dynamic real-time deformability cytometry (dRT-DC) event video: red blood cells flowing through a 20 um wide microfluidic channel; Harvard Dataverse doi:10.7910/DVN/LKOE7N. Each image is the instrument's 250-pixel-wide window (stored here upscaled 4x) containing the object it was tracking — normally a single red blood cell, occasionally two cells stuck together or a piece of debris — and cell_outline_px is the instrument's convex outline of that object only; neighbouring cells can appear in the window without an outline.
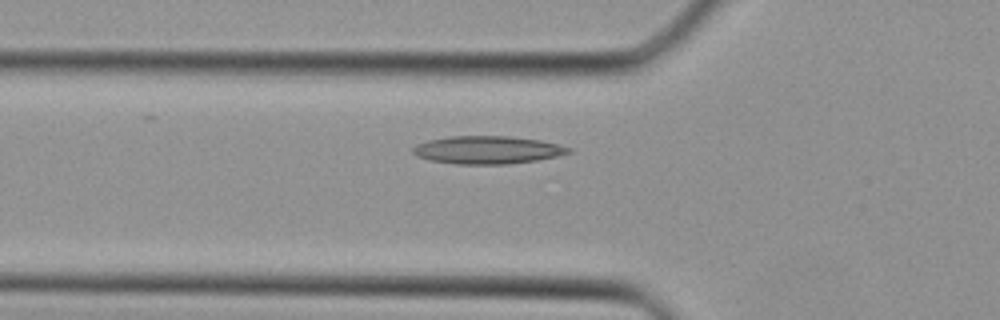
{"species": "Egyptian fruit bat (a non-hibernating species)", "species_latin": "Rousettus aegyptiacus", "temperature_condition": "cold", "stored_images_in_passage": 34, "camera_frame_rate_fps": 3000, "um_per_image_px": 0.085, "animal": {"sex": "female"}, "frame": {"image": 1, "passage_image": 9, "time_ms": 2.667, "image_size_px": [1000, 320], "cell_outline_px": [[572, 152], [556, 156], [536, 160], [508, 164], [456, 164], [428, 160], [416, 156], [412, 152], [412, 148], [416, 144], [428, 140], [448, 136], [508, 136], [540, 140], [572, 148]], "centroid_in_image_um": [41.39, 12.74], "position_along_channel_um": 84.4, "area_um2": 25.32}}
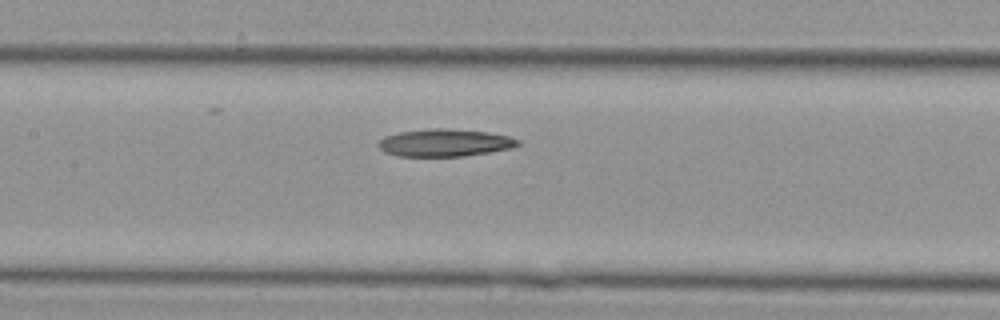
{"frame": {"image": 2, "passage_image": 14, "time_ms": 4.333, "image_size_px": [1000, 320], "cell_outline_px": [[520, 144], [512, 148], [464, 156], [396, 156], [384, 152], [380, 148], [380, 140], [384, 136], [400, 132], [432, 128], [444, 128], [488, 132], [508, 136], [520, 140]], "centroid_in_image_um": [37.81, 12.13], "position_along_channel_um": 169.6, "area_um2": 22.2}}
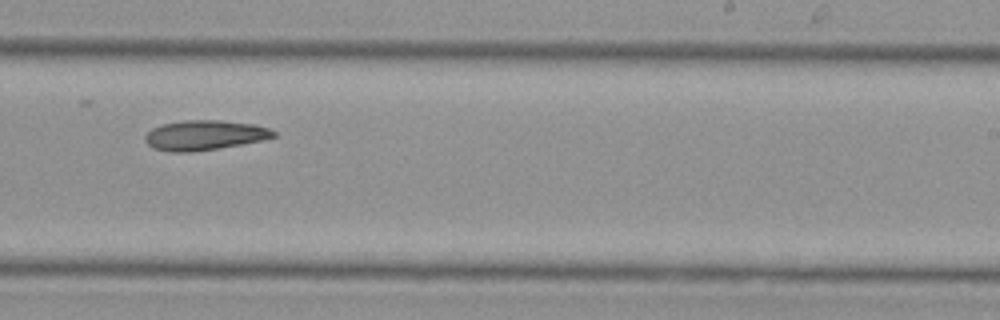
{"frame": {"image": 3, "passage_image": 20, "time_ms": 6.333, "image_size_px": [1000, 320], "cell_outline_px": [[276, 136], [264, 140], [192, 152], [168, 152], [152, 148], [144, 140], [144, 136], [152, 128], [160, 124], [184, 120], [220, 120], [256, 124], [268, 128], [276, 132]], "centroid_in_image_um": [17.36, 11.48], "position_along_channel_um": 271.6, "area_um2": 22.48}}